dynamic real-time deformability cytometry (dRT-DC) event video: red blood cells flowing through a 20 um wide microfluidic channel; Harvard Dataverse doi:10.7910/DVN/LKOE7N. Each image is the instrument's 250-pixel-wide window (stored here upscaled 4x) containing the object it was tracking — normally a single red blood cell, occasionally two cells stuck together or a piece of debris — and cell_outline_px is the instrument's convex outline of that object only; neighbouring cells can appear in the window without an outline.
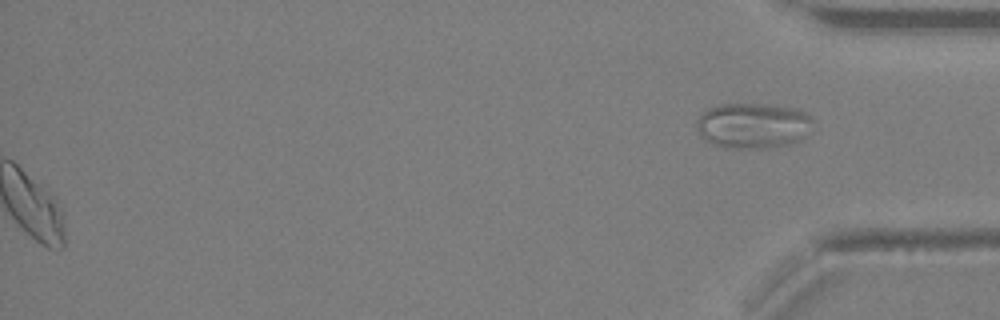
{"species": "Egyptian fruit bat (a non-hibernating species)", "species_latin": "Rousettus aegyptiacus", "temperature_condition": "warm", "stored_images_in_passage": 40, "segment_of_instrument_passage": [2, 2], "camera_frame_rate_fps": 3000, "um_per_image_px": 0.085, "animal": {"sex": "female"}, "frame": {"image": 1, "passage_image": 40, "time_ms": 13.0, "image_size_px": [1000, 320], "cell_outline_px": [[812, 132], [804, 140], [788, 144], [764, 148], [724, 148], [712, 144], [700, 136], [696, 128], [696, 120], [708, 108], [724, 104], [776, 104], [796, 108], [812, 116]], "centroid_in_image_um": [64.06, 10.68], "position_along_channel_um": 371.1, "area_um2": 31.5}}